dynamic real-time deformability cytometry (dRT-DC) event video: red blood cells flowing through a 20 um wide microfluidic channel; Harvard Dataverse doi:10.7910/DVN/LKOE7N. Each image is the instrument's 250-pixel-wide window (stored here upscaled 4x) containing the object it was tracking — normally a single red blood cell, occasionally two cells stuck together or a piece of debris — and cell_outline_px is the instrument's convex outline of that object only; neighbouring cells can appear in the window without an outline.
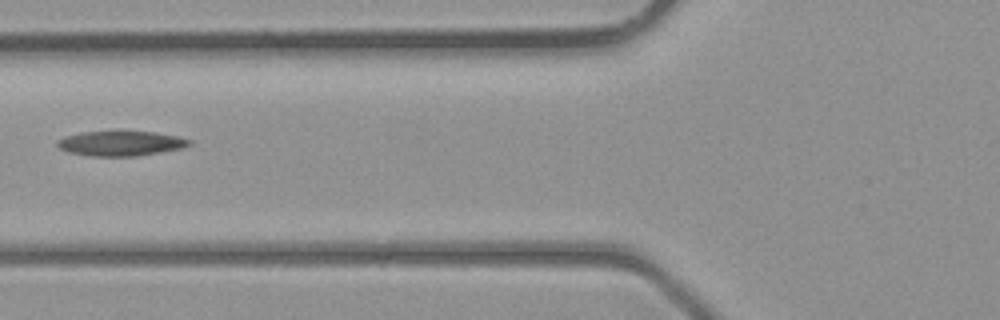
{"species": "common noctule bat (a hibernating species)", "species_latin": "Nyctalus noctula", "temperature_condition": "room temperature", "stored_images_in_passage": 2, "camera_frame_rate_fps": 3000, "um_per_image_px": 0.085, "animal": {"sex": "male", "body_mass_g": 23.1, "forearm_length_mm": 52.7}, "frame": {"image": 1, "passage_image": 2, "time_ms": 1.0, "image_size_px": [1000, 320], "cell_outline_px": [[192, 144], [184, 148], [136, 156], [92, 156], [68, 152], [60, 148], [56, 144], [56, 140], [64, 136], [80, 132], [116, 128], [120, 128], [156, 132], [176, 136], [192, 140]], "centroid_in_image_um": [10.25, 12.13], "position_along_channel_um": 115.5, "area_um2": 20.23}}